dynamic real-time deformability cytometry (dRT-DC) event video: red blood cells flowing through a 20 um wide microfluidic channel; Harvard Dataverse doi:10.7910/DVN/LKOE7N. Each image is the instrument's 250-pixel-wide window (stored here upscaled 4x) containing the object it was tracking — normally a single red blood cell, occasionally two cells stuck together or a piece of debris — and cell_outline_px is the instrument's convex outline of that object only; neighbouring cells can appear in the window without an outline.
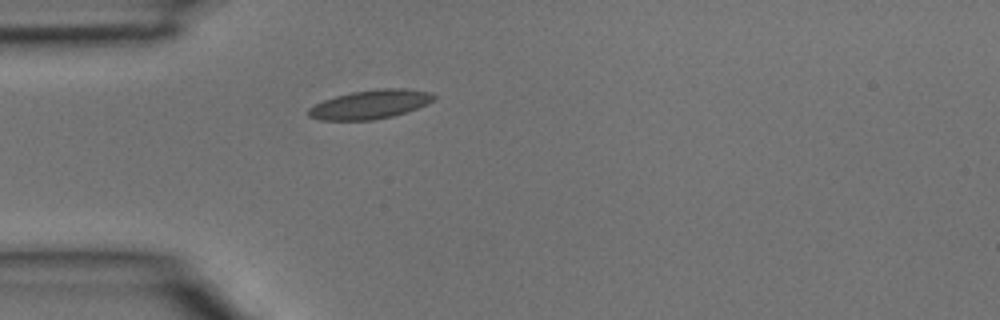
{"species": "common noctule bat (a hibernating species)", "species_latin": "Nyctalus noctula", "temperature_condition": "room temperature", "stored_images_in_passage": 1, "camera_frame_rate_fps": 3000, "um_per_image_px": 0.085, "animal": {"sex": "male", "body_mass_g": 15.6}, "frame": {"image": 1, "passage_image": 1, "time_ms": 0.0, "image_size_px": [1000, 320], "cell_outline_px": [[436, 96], [432, 100], [408, 112], [392, 116], [372, 120], [320, 120], [308, 116], [308, 108], [324, 100], [336, 96], [352, 92], [384, 88], [404, 88], [428, 92]], "centroid_in_image_um": [31.43, 8.88], "position_along_channel_um": 53.6, "area_um2": 20.81}}